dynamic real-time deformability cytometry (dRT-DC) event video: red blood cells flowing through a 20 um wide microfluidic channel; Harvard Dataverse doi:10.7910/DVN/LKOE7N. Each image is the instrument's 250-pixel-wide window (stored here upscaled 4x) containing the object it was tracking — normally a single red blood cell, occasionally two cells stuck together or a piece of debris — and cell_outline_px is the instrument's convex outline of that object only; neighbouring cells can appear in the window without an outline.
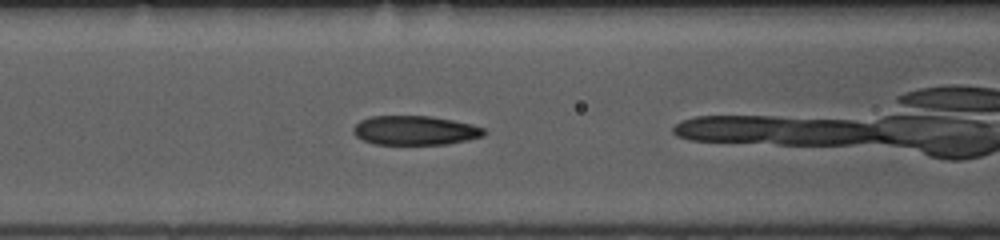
{"species": "common noctule bat (a hibernating species)", "species_latin": "Nyctalus noctula", "temperature_condition": "room temperature", "stored_images_in_passage": 37, "camera_frame_rate_fps": 3000, "um_per_image_px": 0.085, "animal": {"sex": "female", "body_mass_g": 10.0, "forearm_length_mm": 53.1}, "frame": {"image": 1, "passage_image": 5, "time_ms": 1.333, "image_size_px": [1000, 240], "cell_outline_px": [[488, 132], [484, 136], [468, 140], [448, 144], [376, 144], [364, 140], [356, 136], [352, 132], [352, 128], [360, 120], [372, 116], [428, 116], [452, 120], [472, 124], [484, 128]], "centroid_in_image_um": [35.3, 11.08], "position_along_channel_um": 131.3, "area_um2": 22.31}}
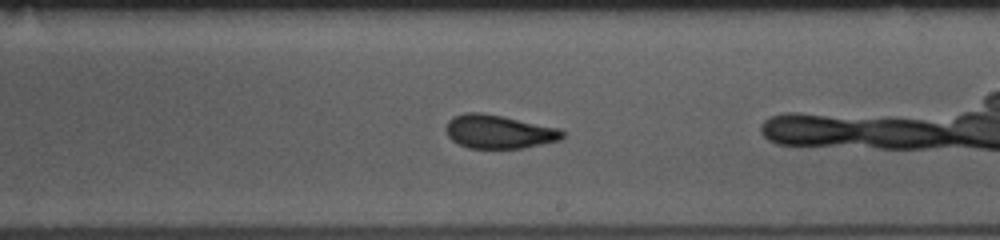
{"frame": {"image": 2, "passage_image": 14, "time_ms": 4.333, "image_size_px": [1000, 240], "cell_outline_px": [[564, 136], [560, 140], [520, 148], [468, 148], [452, 140], [448, 136], [444, 128], [448, 120], [452, 116], [464, 112], [480, 112], [560, 128], [564, 132]], "centroid_in_image_um": [42.35, 11.18], "position_along_channel_um": 246.6, "area_um2": 22.72}}
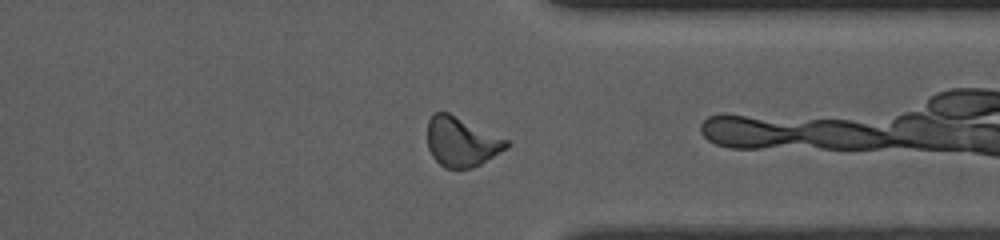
{"frame": {"image": 3, "passage_image": 24, "time_ms": 7.667, "image_size_px": [1000, 240], "cell_outline_px": [[512, 144], [508, 148], [480, 164], [472, 168], [444, 168], [432, 156], [428, 148], [428, 120], [432, 112], [448, 112], [508, 140]], "centroid_in_image_um": [39.22, 12.05], "position_along_channel_um": 372.2, "area_um2": 22.77}, "authors_computed_cell_mechanics": {"area_um2": 22.831, "velocity_mm_per_s": 3.8447, "shape_relaxation_time_tau1_ms": 3.5647, "shape_relaxation_time_tau2_ms": 0.9681, "deformation_change_tau1": 0.1263, "deformation_change_tau2": 0.0566}}